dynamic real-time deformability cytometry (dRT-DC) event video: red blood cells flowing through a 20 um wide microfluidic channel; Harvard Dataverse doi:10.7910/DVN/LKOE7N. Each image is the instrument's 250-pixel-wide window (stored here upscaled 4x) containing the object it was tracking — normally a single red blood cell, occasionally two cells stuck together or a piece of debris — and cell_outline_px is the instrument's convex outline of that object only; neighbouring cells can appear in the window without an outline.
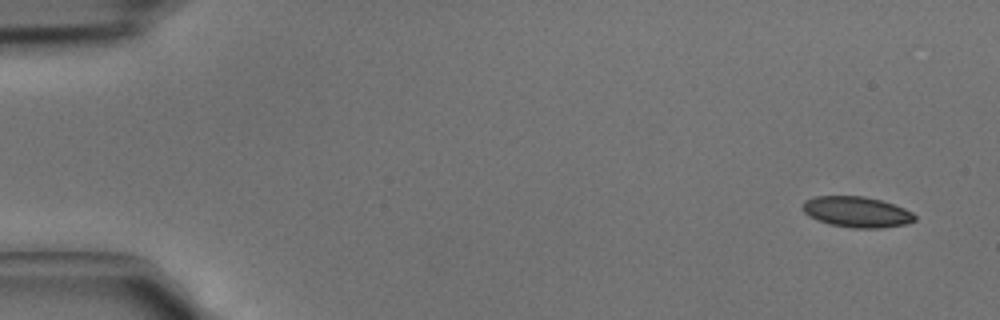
{"species": "common noctule bat (a hibernating species)", "species_latin": "Nyctalus noctula", "temperature_condition": "cold", "stored_images_in_passage": 4, "camera_frame_rate_fps": 3000, "um_per_image_px": 0.085, "animal": {"sex": "male", "body_mass_g": 15.6}, "frame": {"image": 1, "passage_image": 1, "time_ms": 0.0, "image_size_px": [1000, 320], "cell_outline_px": [[916, 220], [904, 224], [880, 228], [852, 228], [828, 224], [816, 220], [808, 216], [804, 212], [804, 200], [816, 196], [864, 196], [880, 200], [904, 208], [912, 212], [916, 216]], "centroid_in_image_um": [72.81, 18.02], "position_along_channel_um": 12.2, "area_um2": 20.06}}
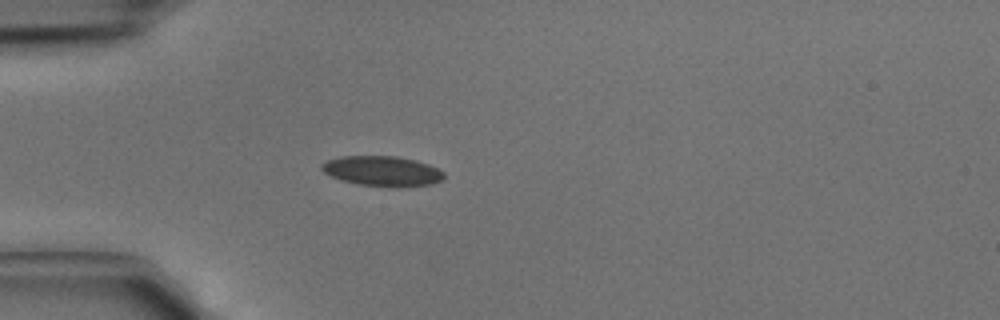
{"frame": {"image": 2, "passage_image": 4, "time_ms": 1.0, "image_size_px": [1000, 320], "cell_outline_px": [[444, 180], [432, 184], [396, 188], [360, 184], [340, 180], [324, 172], [320, 168], [320, 164], [328, 160], [340, 156], [396, 156], [416, 160], [428, 164], [444, 172]], "centroid_in_image_um": [32.51, 14.55], "position_along_channel_um": 52.5, "area_um2": 21.62}}